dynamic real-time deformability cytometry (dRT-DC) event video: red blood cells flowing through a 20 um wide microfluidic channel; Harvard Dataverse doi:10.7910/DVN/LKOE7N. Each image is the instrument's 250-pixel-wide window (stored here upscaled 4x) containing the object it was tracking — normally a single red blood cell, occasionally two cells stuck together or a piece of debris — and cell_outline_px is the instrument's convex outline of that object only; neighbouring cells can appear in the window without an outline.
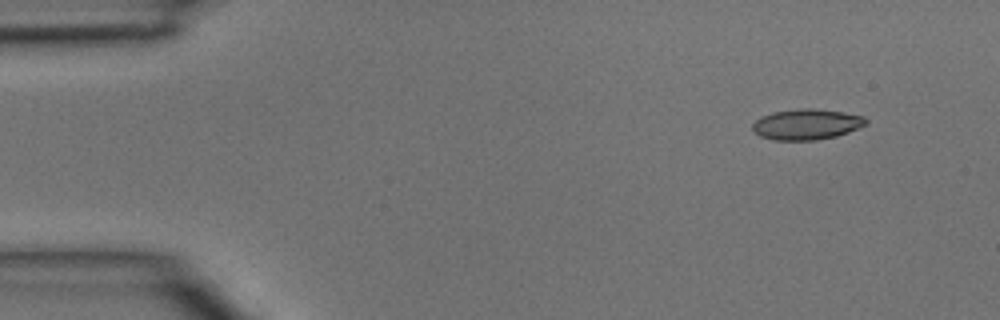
{"species": "common noctule bat (a hibernating species)", "species_latin": "Nyctalus noctula", "temperature_condition": "room temperature", "stored_images_in_passage": 4, "camera_frame_rate_fps": 3000, "um_per_image_px": 0.085, "animal": {"sex": "male", "body_mass_g": 15.6}, "frame": {"image": 1, "passage_image": 1, "time_ms": 0.0, "image_size_px": [1000, 320], "cell_outline_px": [[868, 120], [864, 124], [848, 132], [836, 136], [816, 140], [772, 140], [760, 136], [752, 128], [752, 124], [760, 116], [772, 112], [800, 108], [812, 108], [844, 112], [864, 116]], "centroid_in_image_um": [68.53, 10.56], "position_along_channel_um": 16.5, "area_um2": 20.23}}
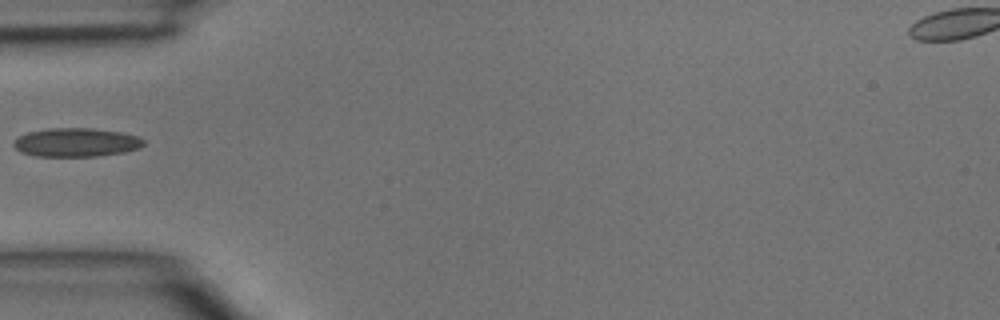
{"frame": {"image": 2, "passage_image": 4, "time_ms": 1.0, "image_size_px": [1000, 320], "cell_outline_px": [[144, 144], [136, 148], [124, 152], [96, 156], [36, 156], [20, 152], [12, 144], [16, 136], [28, 132], [48, 128], [92, 128], [120, 132], [140, 136], [144, 140]], "centroid_in_image_um": [6.43, 12.09], "position_along_channel_um": 78.6, "area_um2": 21.79}}